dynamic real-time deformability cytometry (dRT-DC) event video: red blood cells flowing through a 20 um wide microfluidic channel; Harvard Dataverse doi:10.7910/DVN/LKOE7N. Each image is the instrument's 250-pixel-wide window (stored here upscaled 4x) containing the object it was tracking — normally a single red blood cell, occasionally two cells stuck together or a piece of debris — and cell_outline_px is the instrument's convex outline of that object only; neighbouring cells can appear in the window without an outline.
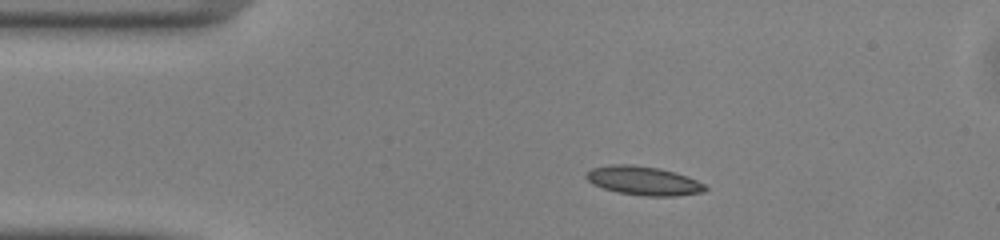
{"species": "common noctule bat (a hibernating species)", "species_latin": "Nyctalus noctula", "temperature_condition": "warm", "stored_images_in_passage": 41, "camera_frame_rate_fps": 3000, "um_per_image_px": 0.085, "animal": {"sex": "male", "body_mass_g": 13.0, "forearm_length_mm": 53.1}, "frame": {"image": 1, "passage_image": 1, "time_ms": 0.0, "image_size_px": [1000, 240], "cell_outline_px": [[708, 188], [704, 192], [676, 196], [640, 196], [616, 192], [592, 184], [584, 176], [592, 168], [608, 164], [632, 164], [660, 168], [676, 172], [688, 176], [704, 184]], "centroid_in_image_um": [54.7, 15.36], "position_along_channel_um": 30.3, "area_um2": 20.29}}
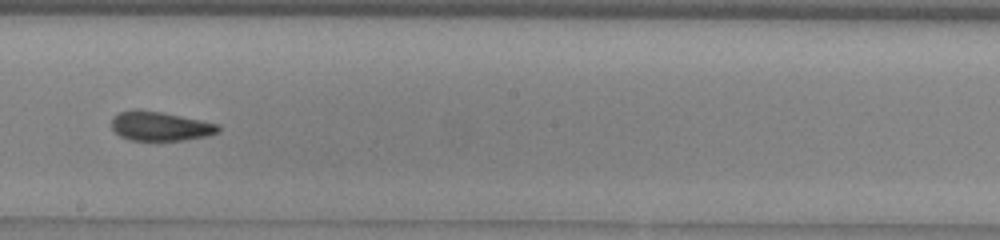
{"frame": {"image": 2, "passage_image": 19, "time_ms": 6.0, "image_size_px": [1000, 240], "cell_outline_px": [[220, 132], [208, 136], [184, 140], [128, 140], [120, 136], [112, 128], [112, 116], [116, 112], [136, 108], [160, 112], [220, 124]], "centroid_in_image_um": [13.59, 10.71], "position_along_channel_um": 234.6, "area_um2": 18.38}}
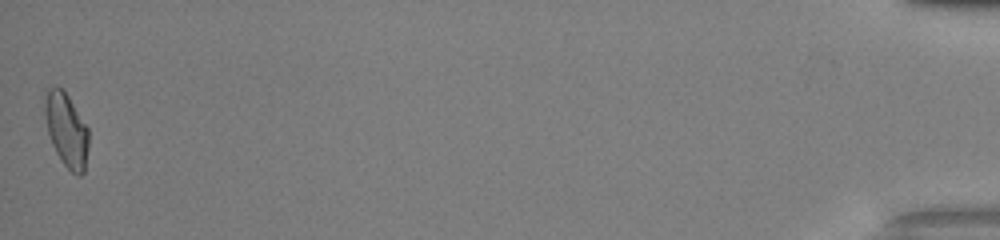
{"frame": {"image": 3, "passage_image": 41, "time_ms": 13.333, "image_size_px": [1000, 240], "cell_outline_px": [[88, 148], [84, 172], [80, 176], [76, 176], [60, 160], [52, 144], [48, 132], [44, 112], [44, 88], [64, 88], [88, 128]], "centroid_in_image_um": [5.63, 11.02], "position_along_channel_um": 429.6, "area_um2": 19.02}, "authors_computed_cell_mechanics": {"area_um2": 18.6694, "velocity_mm_per_s": 4.1227, "shape_relaxation_time_tau1_ms": 4.8863, "shape_relaxation_time_tau2_ms": 2.1399, "deformation_change_tau1": 0.1576, "deformation_change_tau2": 0.1026}}